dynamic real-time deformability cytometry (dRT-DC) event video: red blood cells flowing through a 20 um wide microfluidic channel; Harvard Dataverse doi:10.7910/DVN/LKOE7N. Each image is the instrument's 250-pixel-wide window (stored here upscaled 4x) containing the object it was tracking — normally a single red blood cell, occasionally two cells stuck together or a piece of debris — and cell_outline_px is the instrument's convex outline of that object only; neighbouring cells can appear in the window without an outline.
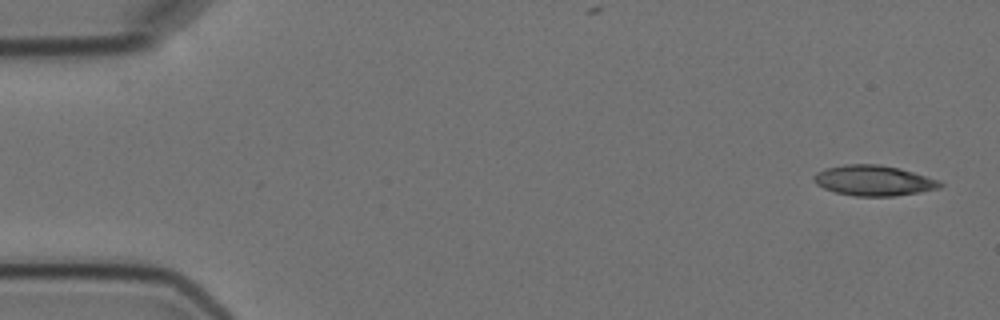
{"species": "Egyptian fruit bat (a non-hibernating species)", "species_latin": "Rousettus aegyptiacus", "temperature_condition": "cold", "stored_images_in_passage": 5, "segment_of_instrument_passage": [1, 2], "camera_frame_rate_fps": 3000, "um_per_image_px": 0.085, "animal": {"sex": "female"}, "frame": {"image": 1, "passage_image": 1, "time_ms": 0.0, "image_size_px": [1000, 320], "cell_outline_px": [[944, 184], [940, 188], [920, 192], [896, 196], [856, 196], [836, 192], [824, 188], [816, 184], [812, 180], [812, 176], [816, 172], [828, 168], [844, 164], [880, 164], [900, 168], [940, 180]], "centroid_in_image_um": [74.28, 15.34], "position_along_channel_um": 10.7, "area_um2": 22.48}}
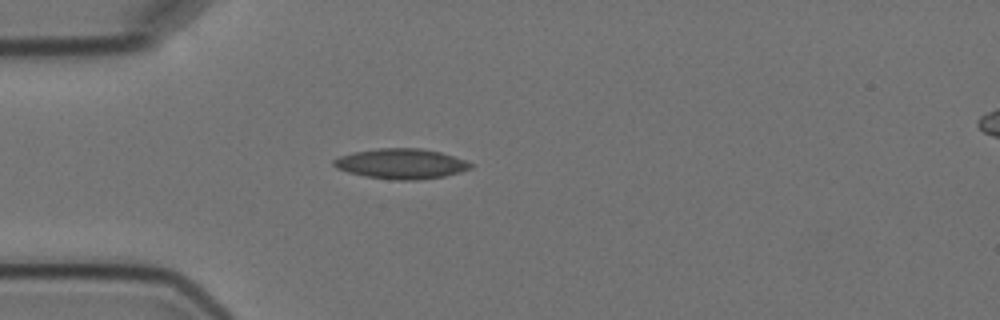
{"frame": {"image": 2, "passage_image": 4, "time_ms": 4.333, "image_size_px": [1000, 320], "cell_outline_px": [[476, 164], [472, 168], [460, 172], [444, 176], [416, 180], [396, 180], [364, 176], [348, 172], [336, 168], [332, 164], [332, 160], [340, 156], [352, 152], [376, 148], [420, 148], [440, 152]], "centroid_in_image_um": [34.09, 13.91], "position_along_channel_um": 50.9, "area_um2": 24.16}}